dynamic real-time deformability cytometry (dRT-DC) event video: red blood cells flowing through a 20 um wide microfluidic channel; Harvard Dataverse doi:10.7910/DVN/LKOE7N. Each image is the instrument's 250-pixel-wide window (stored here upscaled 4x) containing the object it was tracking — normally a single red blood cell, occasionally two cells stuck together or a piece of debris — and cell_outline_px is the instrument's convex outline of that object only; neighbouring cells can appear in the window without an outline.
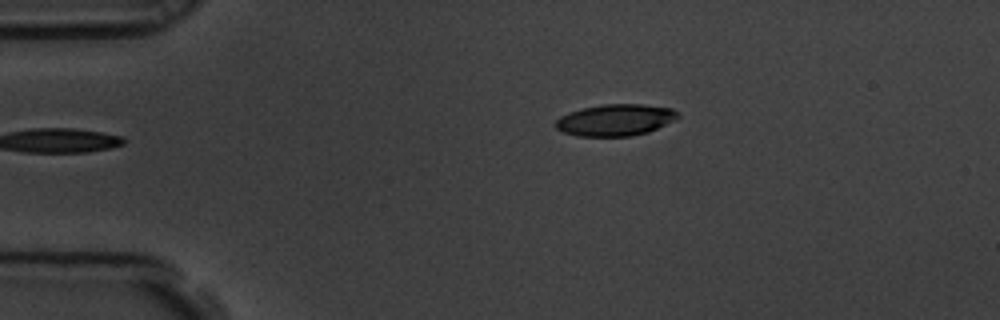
{"species": "common noctule bat (a hibernating species)", "species_latin": "Nyctalus noctula", "temperature_condition": "room temperature", "stored_images_in_passage": 3, "camera_frame_rate_fps": 3000, "um_per_image_px": 0.085, "animal": {"sex": "male", "body_mass_g": 19.5, "forearm_length_mm": 54.6}, "frame": {"image": 1, "passage_image": 3, "time_ms": 0.667, "image_size_px": [1000, 320], "cell_outline_px": [[680, 116], [676, 120], [648, 132], [632, 136], [576, 136], [564, 132], [556, 128], [556, 120], [560, 116], [568, 112], [584, 108], [604, 104], [644, 104], [672, 108]], "centroid_in_image_um": [52.32, 10.2], "position_along_channel_um": 32.7, "area_um2": 22.54}}